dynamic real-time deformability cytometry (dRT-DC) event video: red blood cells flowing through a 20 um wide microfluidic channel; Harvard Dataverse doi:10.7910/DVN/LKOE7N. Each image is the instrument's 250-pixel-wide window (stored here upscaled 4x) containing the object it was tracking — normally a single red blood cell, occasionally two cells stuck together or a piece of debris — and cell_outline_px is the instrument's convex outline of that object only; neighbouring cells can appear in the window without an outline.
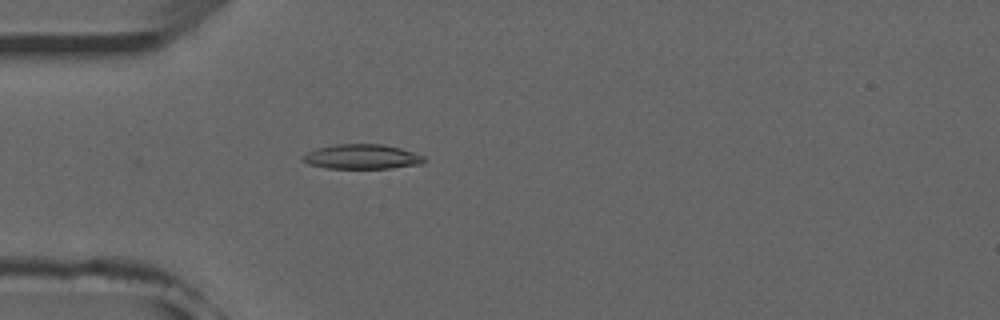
{"species": "common noctule bat (a hibernating species)", "species_latin": "Nyctalus noctula", "temperature_condition": "room temperature", "stored_images_in_passage": 38, "camera_frame_rate_fps": 3000, "um_per_image_px": 0.085, "animal": {"sex": "male", "forearm_length_mm": 52.5}, "frame": {"image": 1, "passage_image": 1, "time_ms": 0.0, "image_size_px": [1000, 320], "cell_outline_px": [[428, 160], [424, 164], [392, 168], [328, 168], [308, 164], [300, 160], [300, 156], [316, 148], [336, 144], [380, 144], [400, 148], [424, 156]], "centroid_in_image_um": [30.76, 13.32], "position_along_channel_um": 54.2, "area_um2": 17.63}}
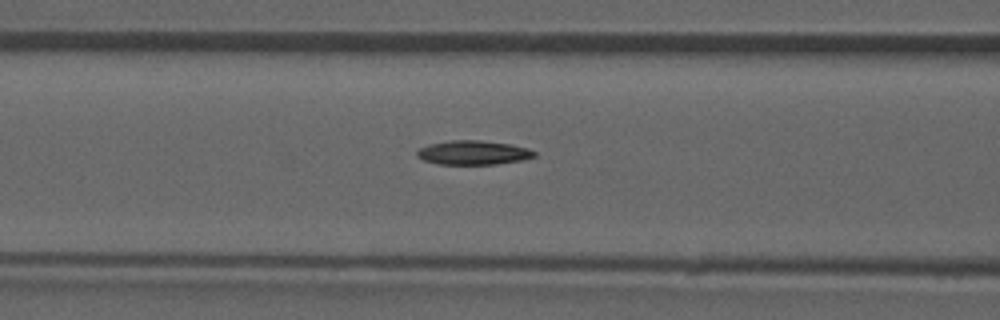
{"frame": {"image": 2, "passage_image": 7, "time_ms": 2.0, "image_size_px": [1000, 320], "cell_outline_px": [[536, 156], [524, 160], [496, 164], [436, 164], [424, 160], [416, 156], [416, 152], [420, 148], [428, 144], [452, 140], [480, 140], [512, 144], [528, 148], [536, 152]], "centroid_in_image_um": [40.24, 12.97], "position_along_channel_um": 126.4, "area_um2": 16.65}}
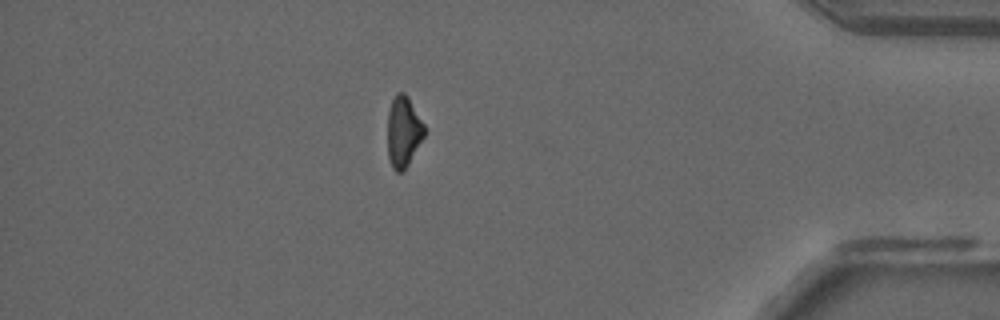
{"frame": {"image": 3, "passage_image": 31, "time_ms": 10.0, "image_size_px": [1000, 320], "cell_outline_px": [[424, 136], [404, 172], [396, 172], [392, 168], [388, 156], [388, 112], [392, 100], [396, 92], [404, 92], [408, 96], [424, 124]], "centroid_in_image_um": [34.28, 11.19], "position_along_channel_um": 400.9, "area_um2": 15.2}, "authors_computed_cell_mechanics": {"area_um2": 16.1551, "velocity_mm_per_s": 3.9532, "shape_relaxation_time_tau1_ms": null, "shape_relaxation_time_tau2_ms": 11.3815, "deformation_change_tau1": null, "deformation_change_tau2": 0.2313}}